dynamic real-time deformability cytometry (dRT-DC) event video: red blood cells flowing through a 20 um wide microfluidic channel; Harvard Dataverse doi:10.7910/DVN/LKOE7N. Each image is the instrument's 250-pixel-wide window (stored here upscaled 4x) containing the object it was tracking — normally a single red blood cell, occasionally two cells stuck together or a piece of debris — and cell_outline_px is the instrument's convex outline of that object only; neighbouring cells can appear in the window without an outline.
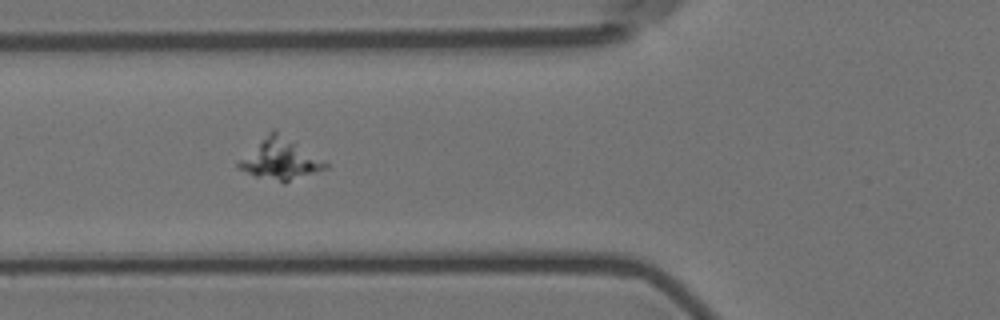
{"species": "Egyptian fruit bat (a non-hibernating species)", "species_latin": "Rousettus aegyptiacus", "temperature_condition": "room temperature", "stored_images_in_passage": 7, "camera_frame_rate_fps": 3000, "um_per_image_px": 0.085, "animal": {"sex": "female"}, "frame": {"image": 1, "passage_image": 6, "time_ms": 7.0, "image_size_px": [1000, 320], "cell_outline_px": [[328, 168], [284, 184], [256, 176], [240, 168], [236, 164], [272, 128], [276, 128], [328, 164]], "centroid_in_image_um": [23.85, 13.53], "position_along_channel_um": 102.0, "area_um2": 20.52}}
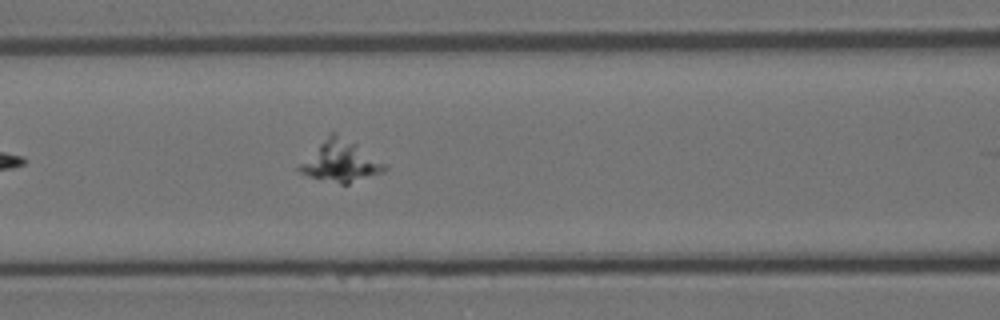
{"frame": {"image": 2, "passage_image": 7, "time_ms": 8.0, "image_size_px": [1000, 320], "cell_outline_px": [[388, 168], [384, 172], [348, 184], [340, 184], [308, 176], [300, 172], [296, 168], [332, 132], [336, 132], [356, 144], [388, 164]], "centroid_in_image_um": [29.01, 13.74], "position_along_channel_um": 137.6, "area_um2": 20.06}}